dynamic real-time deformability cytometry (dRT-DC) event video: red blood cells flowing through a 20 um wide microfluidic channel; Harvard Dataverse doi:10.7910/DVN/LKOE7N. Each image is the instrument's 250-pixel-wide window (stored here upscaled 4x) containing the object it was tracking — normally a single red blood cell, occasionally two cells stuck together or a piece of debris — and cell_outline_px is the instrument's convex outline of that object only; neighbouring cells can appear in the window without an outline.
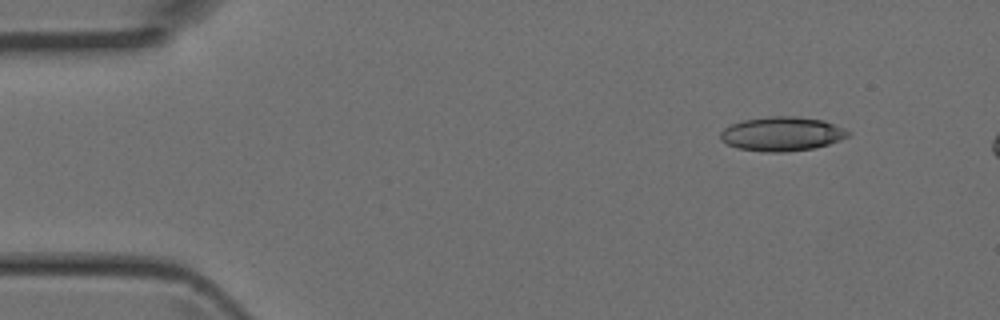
{"species": "Egyptian fruit bat (a non-hibernating species)", "species_latin": "Rousettus aegyptiacus", "temperature_condition": "room temperature", "stored_images_in_passage": 2, "camera_frame_rate_fps": 3000, "um_per_image_px": 0.085, "animal": {"sex": "female"}, "frame": {"image": 1, "passage_image": 1, "time_ms": 0.0, "image_size_px": [1000, 320], "cell_outline_px": [[852, 132], [848, 136], [840, 140], [816, 148], [784, 152], [764, 152], [736, 148], [720, 140], [720, 132], [724, 128], [732, 124], [744, 120], [768, 116], [796, 116], [824, 120], [844, 128]], "centroid_in_image_um": [66.47, 11.38], "position_along_channel_um": 18.5, "area_um2": 25.61}}